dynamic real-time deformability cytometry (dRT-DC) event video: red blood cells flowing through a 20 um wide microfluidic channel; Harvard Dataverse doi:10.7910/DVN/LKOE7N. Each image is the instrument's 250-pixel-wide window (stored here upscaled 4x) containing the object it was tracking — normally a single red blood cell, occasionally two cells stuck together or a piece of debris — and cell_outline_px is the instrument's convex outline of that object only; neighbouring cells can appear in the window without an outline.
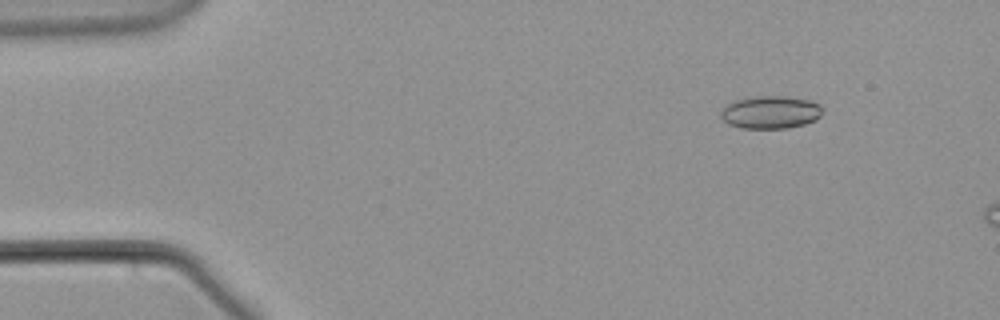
{"species": "common noctule bat (a hibernating species)", "species_latin": "Nyctalus noctula", "temperature_condition": "warm", "stored_images_in_passage": 14, "camera_frame_rate_fps": 3000, "um_per_image_px": 0.085, "animal": {"sex": "male", "body_mass_g": 21.5, "forearm_length_mm": 52.0}, "frame": {"image": 1, "passage_image": 7, "time_ms": 2.0, "image_size_px": [1000, 320], "cell_outline_px": [[824, 112], [816, 120], [804, 124], [788, 128], [744, 128], [728, 124], [720, 116], [720, 112], [732, 100], [756, 96], [788, 96], [808, 100], [820, 104]], "centroid_in_image_um": [65.51, 9.53], "position_along_channel_um": 19.5, "area_um2": 19.54}}